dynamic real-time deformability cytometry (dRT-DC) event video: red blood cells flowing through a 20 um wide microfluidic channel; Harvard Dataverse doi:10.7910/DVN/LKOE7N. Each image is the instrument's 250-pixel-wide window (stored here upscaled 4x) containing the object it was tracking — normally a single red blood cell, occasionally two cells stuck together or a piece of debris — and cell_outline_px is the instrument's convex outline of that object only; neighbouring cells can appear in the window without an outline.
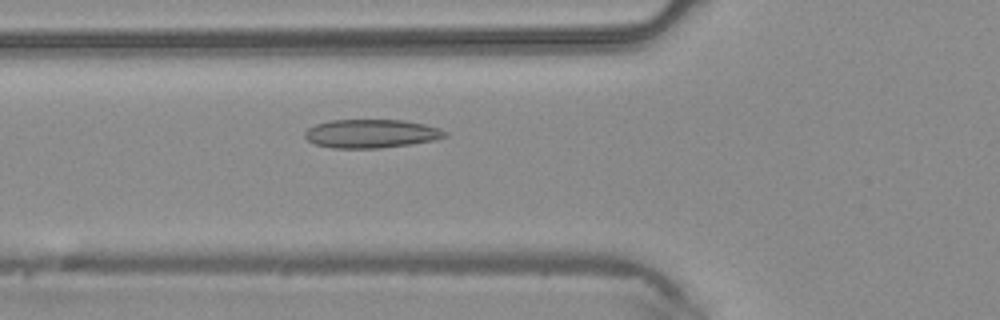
{"species": "common noctule bat (a hibernating species)", "species_latin": "Nyctalus noctula", "temperature_condition": "warm", "stored_images_in_passage": 44, "camera_frame_rate_fps": 3000, "um_per_image_px": 0.085, "animal": {"sex": "male", "body_mass_g": 20.4}, "frame": {"image": 1, "passage_image": 17, "time_ms": 5.333, "image_size_px": [1000, 320], "cell_outline_px": [[448, 136], [432, 140], [412, 144], [380, 148], [332, 148], [316, 144], [308, 140], [304, 136], [304, 132], [308, 128], [316, 124], [328, 120], [404, 120], [424, 124], [440, 128], [448, 132]], "centroid_in_image_um": [31.56, 11.35], "position_along_channel_um": 94.2, "area_um2": 23.41}}
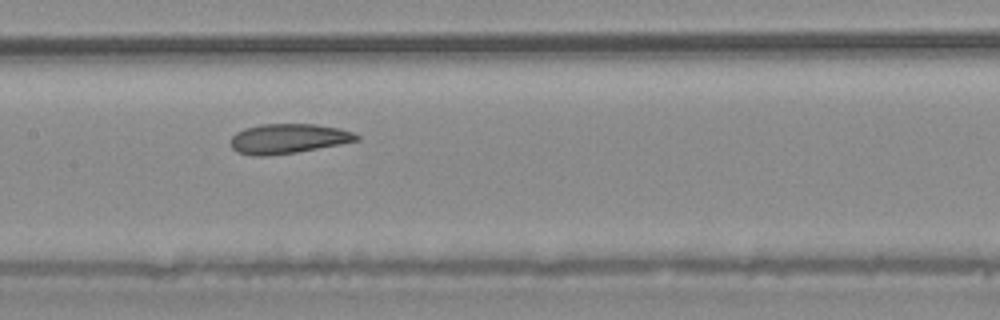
{"frame": {"image": 2, "passage_image": 23, "time_ms": 7.333, "image_size_px": [1000, 320], "cell_outline_px": [[360, 140], [340, 144], [296, 152], [268, 156], [252, 156], [236, 152], [232, 148], [232, 136], [236, 132], [244, 128], [260, 124], [316, 124], [340, 128], [352, 132], [360, 136]], "centroid_in_image_um": [24.49, 11.78], "position_along_channel_um": 182.9, "area_um2": 21.91}}
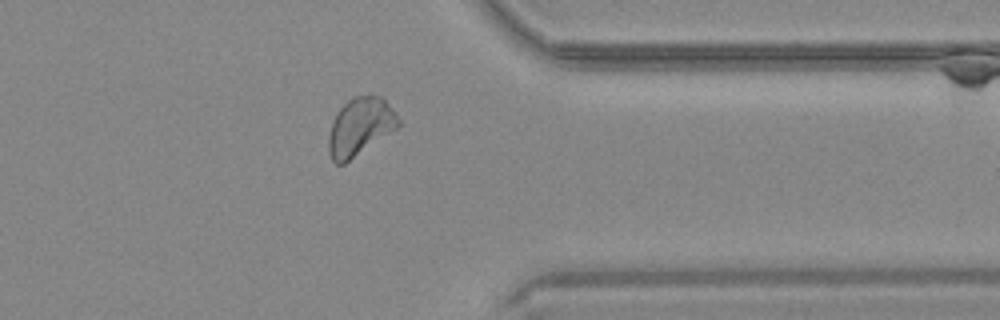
{"frame": {"image": 3, "passage_image": 37, "time_ms": 12.0, "image_size_px": [1000, 320], "cell_outline_px": [[400, 124], [396, 128], [344, 164], [336, 164], [332, 160], [328, 152], [328, 136], [332, 120], [340, 108], [352, 96], [380, 96], [388, 104], [400, 120]], "centroid_in_image_um": [30.56, 10.78], "position_along_channel_um": 380.8, "area_um2": 23.12}}